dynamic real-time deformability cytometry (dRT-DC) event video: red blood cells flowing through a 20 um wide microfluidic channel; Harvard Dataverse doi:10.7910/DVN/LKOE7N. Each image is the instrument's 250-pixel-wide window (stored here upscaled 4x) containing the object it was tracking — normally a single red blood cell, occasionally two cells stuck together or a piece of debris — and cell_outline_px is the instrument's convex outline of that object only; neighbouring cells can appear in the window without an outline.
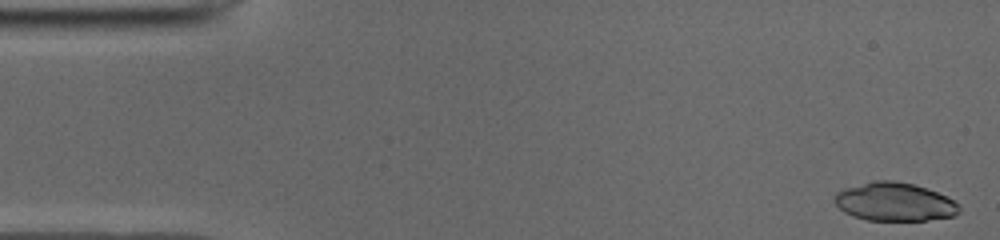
{"species": "common noctule bat (a hibernating species)", "species_latin": "Nyctalus noctula", "temperature_condition": "cold", "stored_images_in_passage": 50, "camera_frame_rate_fps": 3000, "um_per_image_px": 0.085, "animal": {"sex": "male", "body_mass_g": 19.0, "forearm_length_mm": 50.8}, "frame": {"image": 1, "passage_image": 1, "time_ms": 0.0, "image_size_px": [1000, 240], "cell_outline_px": [[960, 212], [956, 216], [924, 220], [868, 220], [852, 216], [844, 212], [832, 200], [832, 196], [836, 192], [844, 188], [876, 180], [892, 180], [912, 184], [948, 196], [960, 208]], "centroid_in_image_um": [76.0, 17.16], "position_along_channel_um": 9.0, "area_um2": 27.86}}